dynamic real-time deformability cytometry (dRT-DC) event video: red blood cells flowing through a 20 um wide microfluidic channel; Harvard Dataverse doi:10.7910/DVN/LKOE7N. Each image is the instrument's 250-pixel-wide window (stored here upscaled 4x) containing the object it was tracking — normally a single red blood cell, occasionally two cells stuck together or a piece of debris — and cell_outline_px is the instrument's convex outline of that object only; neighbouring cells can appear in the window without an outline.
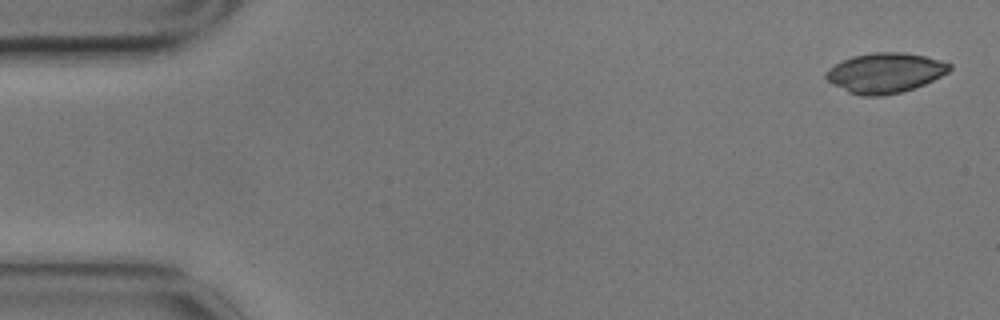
{"species": "common noctule bat (a hibernating species)", "species_latin": "Nyctalus noctula", "temperature_condition": "cold", "stored_images_in_passage": 5, "segment_of_instrument_passage": [2, 2], "camera_frame_rate_fps": 3000, "um_per_image_px": 0.085, "animal": {"sex": "male", "body_mass_g": 17.9}, "frame": {"image": 1, "passage_image": 5, "time_ms": 1.333, "image_size_px": [1000, 320], "cell_outline_px": [[952, 68], [948, 72], [924, 84], [900, 92], [880, 96], [860, 96], [848, 92], [832, 84], [824, 76], [824, 72], [828, 68], [852, 56], [872, 52], [900, 52], [924, 56], [940, 60], [952, 64]], "centroid_in_image_um": [75.2, 6.19], "position_along_channel_um": 9.8, "area_um2": 28.67}}